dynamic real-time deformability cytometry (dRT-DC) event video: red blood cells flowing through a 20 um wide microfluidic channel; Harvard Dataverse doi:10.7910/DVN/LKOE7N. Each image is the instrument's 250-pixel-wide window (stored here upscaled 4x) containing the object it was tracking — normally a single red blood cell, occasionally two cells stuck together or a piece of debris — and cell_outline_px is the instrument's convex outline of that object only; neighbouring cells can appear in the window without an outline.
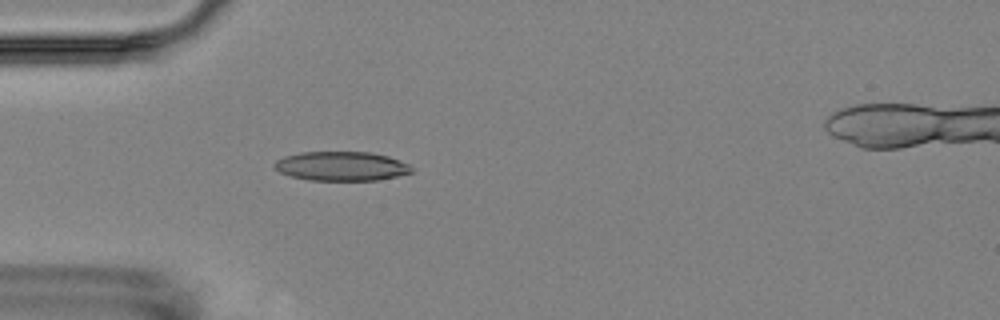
{"species": "Egyptian fruit bat (a non-hibernating species)", "species_latin": "Rousettus aegyptiacus", "temperature_condition": "room temperature", "stored_images_in_passage": 6, "camera_frame_rate_fps": 3000, "um_per_image_px": 0.085, "animal": {"sex": "female"}, "frame": {"image": 1, "passage_image": 5, "time_ms": 5.667, "image_size_px": [1000, 320], "cell_outline_px": [[412, 172], [396, 176], [376, 180], [308, 180], [292, 176], [280, 172], [272, 164], [276, 160], [284, 156], [300, 152], [372, 152], [388, 156], [408, 164], [412, 168]], "centroid_in_image_um": [28.99, 14.11], "position_along_channel_um": 56.0, "area_um2": 23.24}}